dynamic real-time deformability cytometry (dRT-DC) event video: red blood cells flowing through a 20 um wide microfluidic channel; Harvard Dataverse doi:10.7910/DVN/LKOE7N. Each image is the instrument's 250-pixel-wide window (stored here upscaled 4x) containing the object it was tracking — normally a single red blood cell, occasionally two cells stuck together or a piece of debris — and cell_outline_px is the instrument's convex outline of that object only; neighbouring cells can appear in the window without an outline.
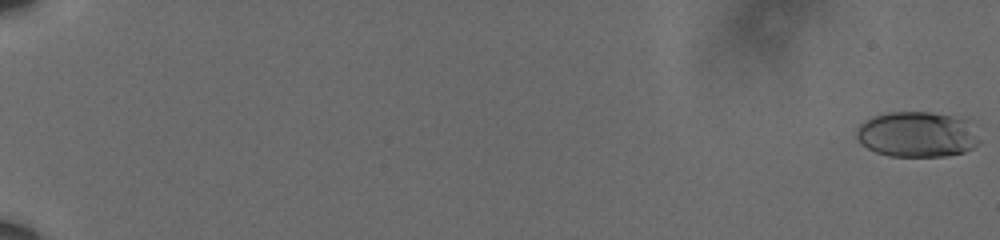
{"species": "human", "species_latin": "Homo sapiens", "temperature_condition": "cold", "stored_images_in_passage": 61, "camera_frame_rate_fps": 3000, "um_per_image_px": 0.085, "donor": {"sex": "male"}, "frame": {"image": 1, "passage_image": 1, "time_ms": 0.0, "image_size_px": [1000, 240], "cell_outline_px": [[980, 144], [964, 152], [948, 156], [888, 156], [876, 152], [860, 144], [856, 136], [856, 128], [860, 124], [872, 116], [888, 112], [928, 112], [948, 116], [964, 120], [980, 140]], "centroid_in_image_um": [77.88, 11.44], "position_along_channel_um": 7.1, "area_um2": 32.31}}
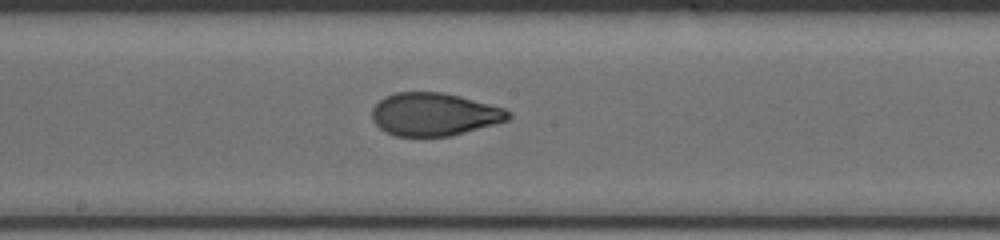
{"frame": {"image": 2, "passage_image": 37, "time_ms": 12.0, "image_size_px": [1000, 240], "cell_outline_px": [[512, 116], [508, 120], [452, 136], [396, 136], [380, 128], [372, 120], [372, 108], [384, 96], [396, 92], [440, 92], [460, 96], [504, 108], [512, 112]], "centroid_in_image_um": [36.91, 9.71], "position_along_channel_um": 211.3, "area_um2": 34.04}}
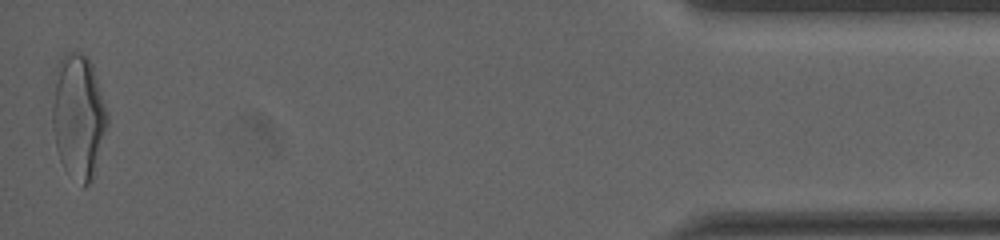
{"frame": {"image": 3, "passage_image": 61, "time_ms": 20.0, "image_size_px": [1000, 240], "cell_outline_px": [[108, 124], [92, 180], [84, 188], [64, 168], [60, 160], [56, 148], [52, 128], [52, 108], [56, 68], [60, 60], [68, 52], [80, 52], [92, 64], [108, 112]], "centroid_in_image_um": [6.66, 9.92], "position_along_channel_um": 428.5, "area_um2": 39.77}, "authors_computed_cell_mechanics": {"area_um2": 33.7552, "velocity_mm_per_s": 3.6203, "shape_relaxation_time_tau1_ms": 6.1758, "shape_relaxation_time_tau2_ms": 0.8914, "deformation_change_tau1": 0.2016, "deformation_change_tau2": 0.0643}}